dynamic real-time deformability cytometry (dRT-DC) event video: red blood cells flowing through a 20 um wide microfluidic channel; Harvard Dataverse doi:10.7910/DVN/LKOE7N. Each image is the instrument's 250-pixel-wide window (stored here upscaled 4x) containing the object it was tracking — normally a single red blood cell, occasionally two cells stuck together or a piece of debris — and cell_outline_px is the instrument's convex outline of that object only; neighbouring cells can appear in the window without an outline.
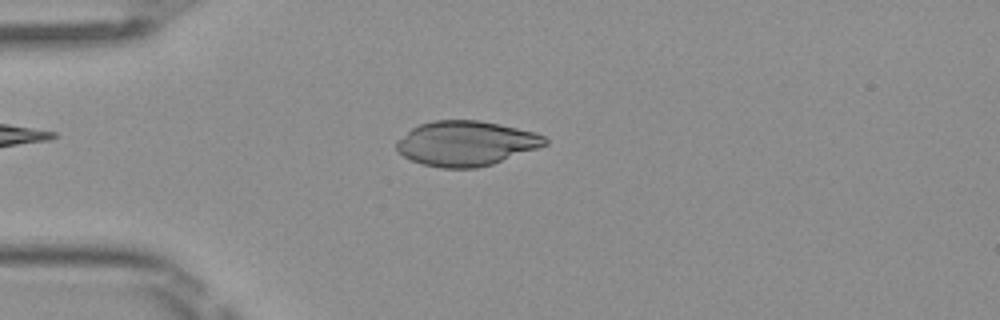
{"species": "Egyptian fruit bat (a non-hibernating species)", "species_latin": "Rousettus aegyptiacus", "temperature_condition": "room temperature", "stored_images_in_passage": 4, "camera_frame_rate_fps": 3000, "um_per_image_px": 0.085, "frame": {"image": 1, "passage_image": 3, "time_ms": 0.667, "image_size_px": [1000, 320], "cell_outline_px": [[548, 144], [492, 164], [476, 168], [440, 168], [424, 164], [412, 160], [404, 156], [396, 148], [396, 140], [412, 128], [420, 124], [432, 120], [480, 120], [500, 124], [532, 132], [544, 136], [548, 140]], "centroid_in_image_um": [39.59, 12.18], "position_along_channel_um": 45.4, "area_um2": 38.55}}